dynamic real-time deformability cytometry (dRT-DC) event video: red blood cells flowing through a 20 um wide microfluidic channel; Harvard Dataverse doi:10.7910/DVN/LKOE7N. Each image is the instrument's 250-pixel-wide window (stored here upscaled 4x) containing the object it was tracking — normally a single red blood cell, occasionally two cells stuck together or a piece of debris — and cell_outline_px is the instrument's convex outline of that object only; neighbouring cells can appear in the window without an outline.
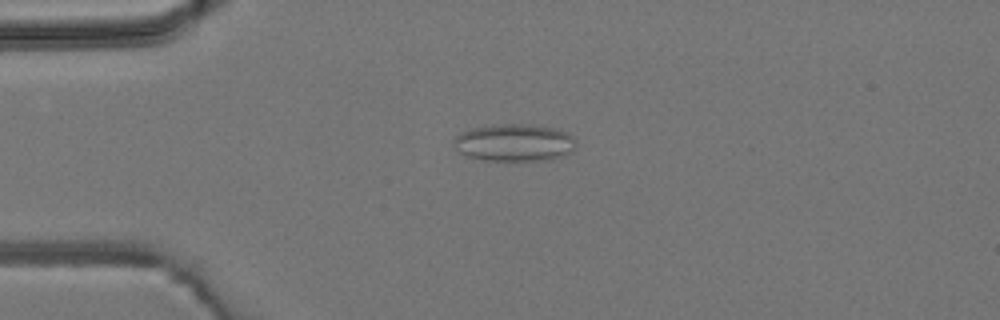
{"species": "common noctule bat (a hibernating species)", "species_latin": "Nyctalus noctula", "temperature_condition": "room temperature", "stored_images_in_passage": 7, "camera_frame_rate_fps": 3000, "um_per_image_px": 0.085, "animal": {"sex": "male", "body_mass_g": 19.2, "forearm_length_mm": 51.8}, "frame": {"image": 1, "passage_image": 3, "time_ms": 2.667, "image_size_px": [1000, 320], "cell_outline_px": [[576, 148], [572, 152], [552, 160], [480, 160], [464, 156], [456, 148], [452, 140], [460, 132], [472, 128], [492, 124], [532, 124], [556, 128], [568, 132], [576, 140]], "centroid_in_image_um": [43.74, 12.12], "position_along_channel_um": 41.3, "area_um2": 27.17}}
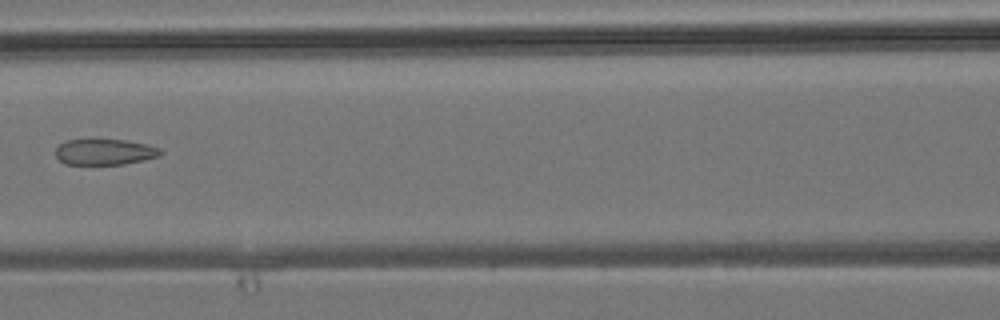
{"frame": {"image": 2, "passage_image": 6, "time_ms": 6.0, "image_size_px": [1000, 320], "cell_outline_px": [[164, 152], [160, 156], [124, 164], [64, 164], [56, 156], [56, 148], [60, 144], [68, 140], [96, 136], [124, 140], [148, 144], [160, 148]], "centroid_in_image_um": [8.9, 12.86], "position_along_channel_um": 157.7, "area_um2": 16.53}}
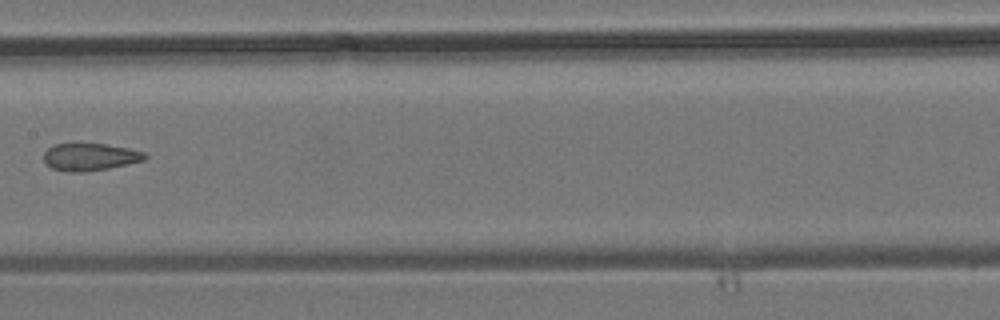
{"frame": {"image": 3, "passage_image": 7, "time_ms": 7.0, "image_size_px": [1000, 320], "cell_outline_px": [[148, 156], [144, 160], [108, 168], [84, 172], [68, 172], [52, 168], [44, 160], [44, 152], [48, 148], [56, 144], [104, 144], [128, 148], [144, 152]], "centroid_in_image_um": [7.65, 13.34], "position_along_channel_um": 199.8, "area_um2": 15.9}}